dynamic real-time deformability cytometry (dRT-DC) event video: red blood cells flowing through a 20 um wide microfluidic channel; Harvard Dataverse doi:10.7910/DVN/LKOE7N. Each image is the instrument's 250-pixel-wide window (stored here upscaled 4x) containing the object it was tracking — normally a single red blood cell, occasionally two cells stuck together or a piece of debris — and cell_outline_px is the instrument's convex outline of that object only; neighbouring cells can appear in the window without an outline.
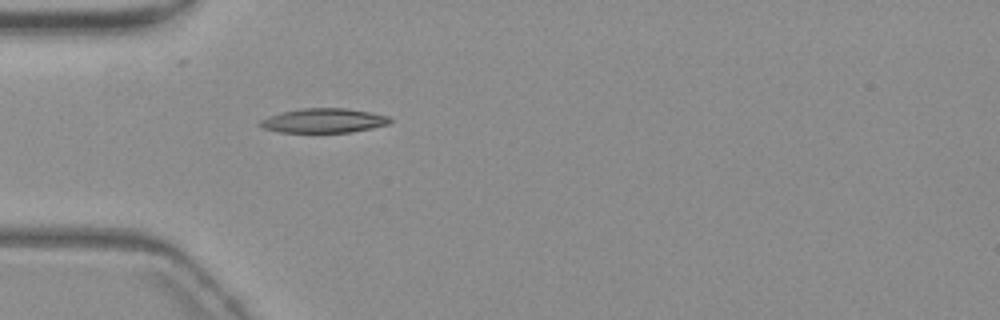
{"species": "common noctule bat (a hibernating species)", "species_latin": "Nyctalus noctula", "temperature_condition": "warm", "stored_images_in_passage": 40, "camera_frame_rate_fps": 3000, "um_per_image_px": 0.085, "animal": {"sex": "female", "body_mass_g": 19.3, "forearm_length_mm": 54.1}, "frame": {"image": 1, "passage_image": 1, "time_ms": 0.0, "image_size_px": [1000, 320], "cell_outline_px": [[392, 120], [388, 124], [372, 128], [352, 132], [280, 132], [264, 128], [260, 124], [260, 120], [268, 116], [280, 112], [300, 108], [344, 108], [368, 112], [388, 116]], "centroid_in_image_um": [27.5, 10.25], "position_along_channel_um": 57.5, "area_um2": 18.32}}
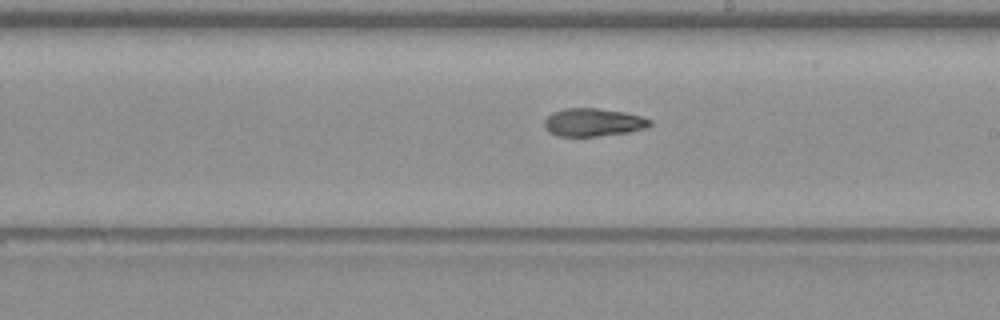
{"frame": {"image": 2, "passage_image": 16, "time_ms": 5.0, "image_size_px": [1000, 320], "cell_outline_px": [[652, 124], [644, 128], [628, 132], [596, 136], [556, 136], [548, 132], [544, 128], [544, 120], [552, 112], [564, 108], [596, 108], [624, 112], [640, 116], [652, 120]], "centroid_in_image_um": [50.37, 10.4], "position_along_channel_um": 238.6, "area_um2": 17.22}}
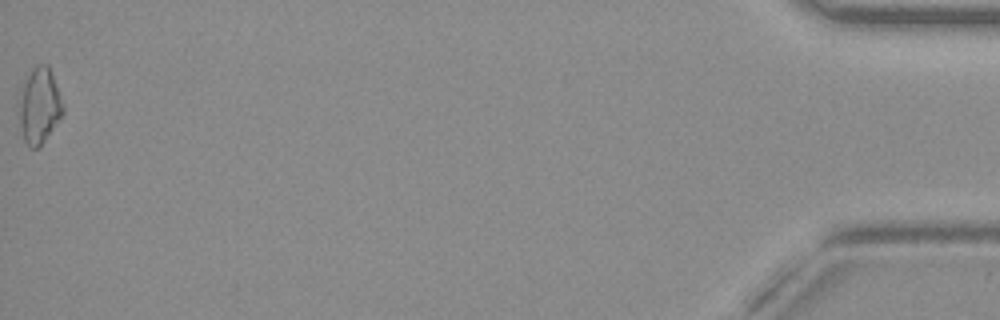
{"frame": {"image": 3, "passage_image": 40, "time_ms": 13.0, "image_size_px": [1000, 320], "cell_outline_px": [[64, 112], [44, 140], [36, 148], [32, 148], [24, 140], [20, 120], [20, 108], [24, 80], [32, 68], [36, 64], [48, 64], [64, 104]], "centroid_in_image_um": [3.38, 8.93], "position_along_channel_um": 431.8, "area_um2": 18.73}, "authors_computed_cell_mechanics": {"area_um2": 17.3111, "velocity_mm_per_s": 3.7103, "shape_relaxation_time_tau1_ms": 11.1135, "shape_relaxation_time_tau2_ms": 8.3367, "deformation_change_tau1": 0.2993, "deformation_change_tau2": 0.1528}}